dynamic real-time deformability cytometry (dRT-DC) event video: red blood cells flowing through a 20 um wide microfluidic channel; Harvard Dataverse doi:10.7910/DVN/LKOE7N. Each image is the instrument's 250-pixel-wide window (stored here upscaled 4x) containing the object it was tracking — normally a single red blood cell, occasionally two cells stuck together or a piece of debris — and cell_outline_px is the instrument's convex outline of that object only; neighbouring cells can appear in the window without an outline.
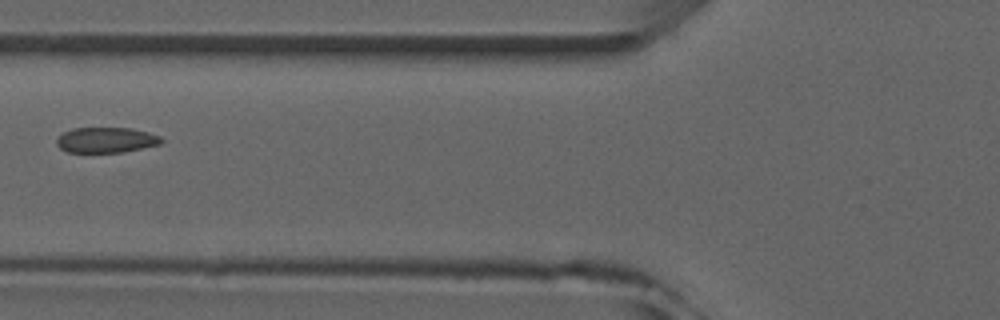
{"species": "common noctule bat (a hibernating species)", "species_latin": "Nyctalus noctula", "temperature_condition": "room temperature", "stored_images_in_passage": 6, "camera_frame_rate_fps": 3000, "um_per_image_px": 0.085, "animal": {"sex": "male", "forearm_length_mm": 52.5}, "frame": {"image": 1, "passage_image": 5, "time_ms": 6.333, "image_size_px": [1000, 320], "cell_outline_px": [[164, 140], [160, 144], [120, 152], [68, 152], [60, 148], [56, 144], [56, 140], [64, 132], [72, 128], [132, 128], [148, 132], [160, 136]], "centroid_in_image_um": [9.02, 11.89], "position_along_channel_um": 116.8, "area_um2": 15.37}}
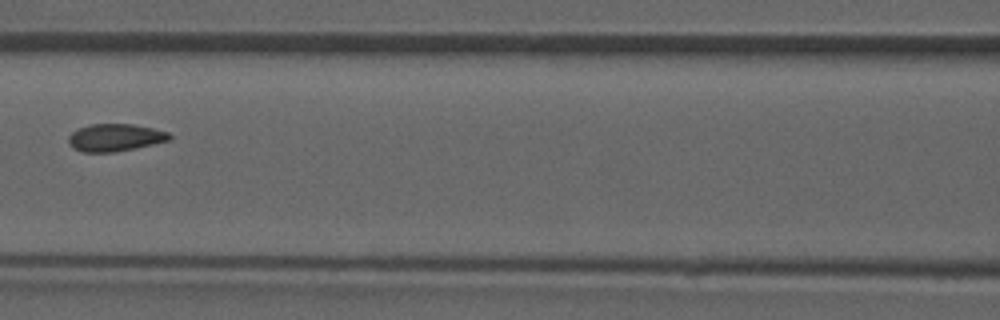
{"frame": {"image": 2, "passage_image": 6, "time_ms": 7.333, "image_size_px": [1000, 320], "cell_outline_px": [[172, 140], [116, 152], [84, 152], [72, 148], [68, 144], [68, 136], [72, 132], [80, 128], [92, 124], [132, 124], [152, 128], [168, 132], [172, 136]], "centroid_in_image_um": [9.79, 11.7], "position_along_channel_um": 156.8, "area_um2": 16.18}}